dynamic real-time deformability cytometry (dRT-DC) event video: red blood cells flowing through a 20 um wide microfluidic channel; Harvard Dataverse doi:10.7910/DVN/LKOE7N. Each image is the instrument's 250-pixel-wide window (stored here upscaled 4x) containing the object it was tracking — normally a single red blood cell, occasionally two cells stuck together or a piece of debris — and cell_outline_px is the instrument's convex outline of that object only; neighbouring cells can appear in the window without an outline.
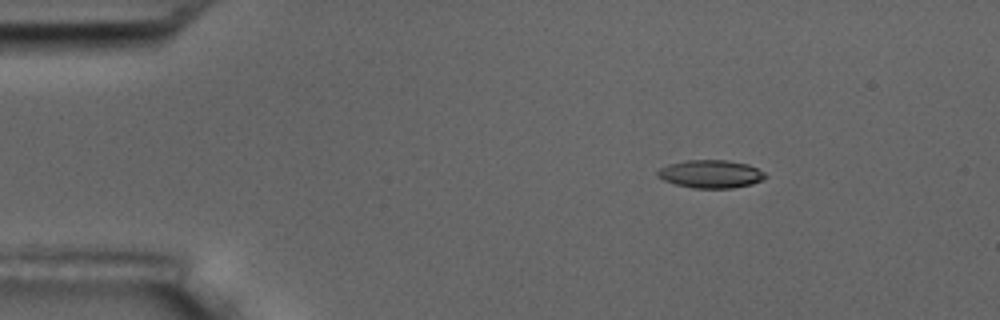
{"species": "common noctule bat (a hibernating species)", "species_latin": "Nyctalus noctula", "temperature_condition": "room temperature", "stored_images_in_passage": 4, "camera_frame_rate_fps": 3000, "um_per_image_px": 0.085, "animal": {"sex": "male", "body_mass_g": 17.5, "forearm_length_mm": 52.3}, "frame": {"image": 1, "passage_image": 1, "time_ms": 0.0, "image_size_px": [1000, 320], "cell_outline_px": [[768, 176], [764, 180], [752, 184], [732, 188], [692, 188], [676, 184], [664, 180], [656, 176], [656, 172], [660, 168], [668, 164], [684, 160], [728, 160], [748, 164], [764, 172]], "centroid_in_image_um": [60.42, 14.79], "position_along_channel_um": 24.6, "area_um2": 17.74}}